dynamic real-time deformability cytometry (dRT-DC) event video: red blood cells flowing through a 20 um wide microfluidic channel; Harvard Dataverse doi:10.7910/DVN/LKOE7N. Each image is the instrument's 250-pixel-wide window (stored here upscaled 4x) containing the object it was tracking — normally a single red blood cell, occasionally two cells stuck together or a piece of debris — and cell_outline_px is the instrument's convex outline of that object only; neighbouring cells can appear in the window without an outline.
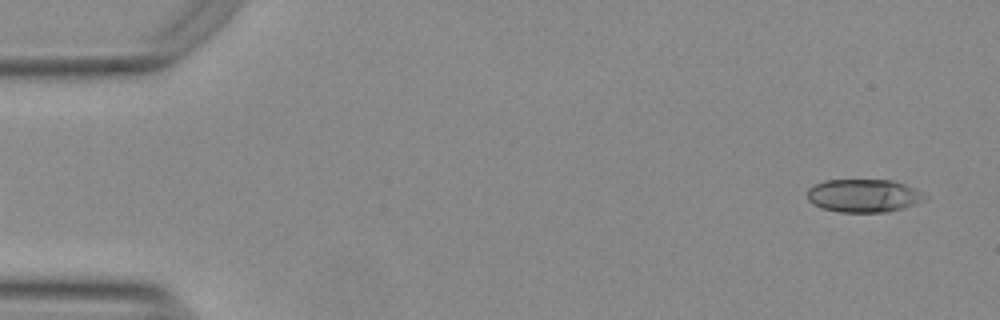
{"species": "Egyptian fruit bat (a non-hibernating species)", "species_latin": "Rousettus aegyptiacus", "temperature_condition": "warm", "stored_images_in_passage": 50, "camera_frame_rate_fps": 3000, "um_per_image_px": 0.085, "animal": {"sex": "female"}, "frame": {"image": 1, "passage_image": 2, "time_ms": 0.333, "image_size_px": [1000, 320], "cell_outline_px": [[928, 200], [888, 212], [840, 212], [820, 208], [812, 204], [808, 200], [808, 188], [812, 184], [824, 180], [892, 180], [904, 184], [924, 192], [928, 196]], "centroid_in_image_um": [73.41, 16.63], "position_along_channel_um": 11.6, "area_um2": 23.0}}
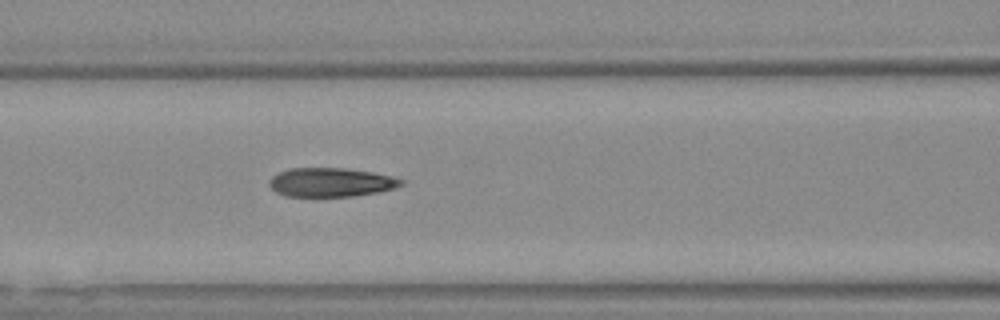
{"frame": {"image": 2, "passage_image": 22, "time_ms": 7.0, "image_size_px": [1000, 320], "cell_outline_px": [[404, 184], [392, 188], [376, 192], [352, 196], [284, 196], [276, 192], [268, 184], [268, 180], [272, 176], [288, 168], [344, 168], [372, 172], [392, 176], [404, 180]], "centroid_in_image_um": [28.09, 15.49], "position_along_channel_um": 138.5, "area_um2": 22.14}}
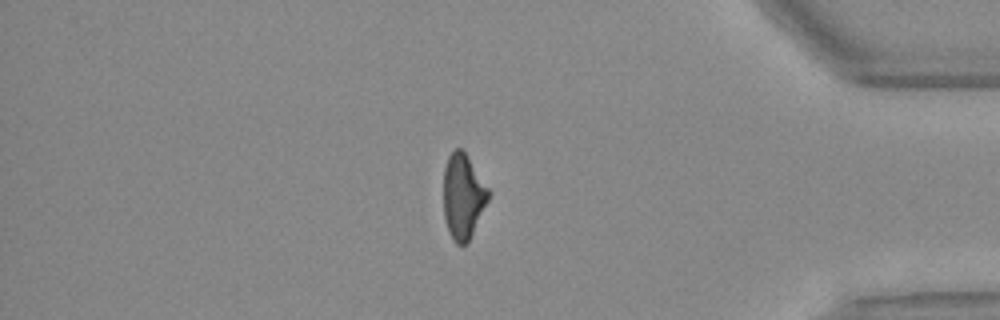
{"frame": {"image": 3, "passage_image": 45, "time_ms": 14.667, "image_size_px": [1000, 320], "cell_outline_px": [[492, 192], [468, 240], [464, 244], [456, 244], [452, 240], [448, 232], [444, 216], [444, 168], [448, 156], [456, 148], [460, 148], [464, 152]], "centroid_in_image_um": [39.35, 16.68], "position_along_channel_um": 395.8, "area_um2": 21.96}}